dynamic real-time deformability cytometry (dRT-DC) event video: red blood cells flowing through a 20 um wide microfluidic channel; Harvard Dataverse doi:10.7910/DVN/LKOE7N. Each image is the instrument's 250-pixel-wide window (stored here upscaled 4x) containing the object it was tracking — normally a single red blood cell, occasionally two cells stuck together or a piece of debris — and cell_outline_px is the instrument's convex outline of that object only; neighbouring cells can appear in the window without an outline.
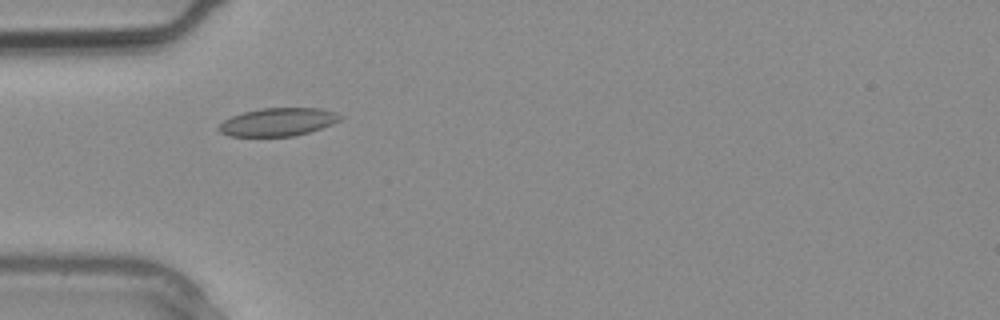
{"species": "common noctule bat (a hibernating species)", "species_latin": "Nyctalus noctula", "temperature_condition": "warm", "stored_images_in_passage": 3, "camera_frame_rate_fps": 3000, "um_per_image_px": 0.085, "animal": {"sex": "male", "body_mass_g": 20.4}, "frame": {"image": 1, "passage_image": 3, "time_ms": 0.667, "image_size_px": [1000, 320], "cell_outline_px": [[344, 116], [340, 120], [332, 124], [308, 132], [292, 136], [228, 136], [220, 132], [216, 128], [224, 120], [232, 116], [244, 112], [260, 108], [320, 108], [336, 112]], "centroid_in_image_um": [23.62, 10.36], "position_along_channel_um": 61.4, "area_um2": 19.83}}